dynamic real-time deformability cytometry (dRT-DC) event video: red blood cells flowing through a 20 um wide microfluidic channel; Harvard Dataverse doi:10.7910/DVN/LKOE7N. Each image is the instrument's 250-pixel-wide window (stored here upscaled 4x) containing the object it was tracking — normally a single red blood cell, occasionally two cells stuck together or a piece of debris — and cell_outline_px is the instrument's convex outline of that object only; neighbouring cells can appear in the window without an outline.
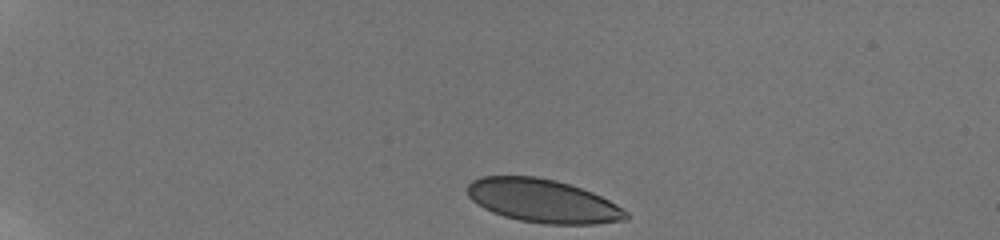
{"species": "human", "species_latin": "Homo sapiens", "temperature_condition": "room temperature", "stored_images_in_passage": 36, "camera_frame_rate_fps": 3000, "um_per_image_px": 0.085, "donor": {"sex": "male"}, "frame": {"image": 1, "passage_image": 1, "time_ms": 0.0, "image_size_px": [1000, 240], "cell_outline_px": [[628, 220], [596, 224], [544, 224], [520, 220], [504, 216], [492, 212], [484, 208], [472, 200], [468, 196], [468, 184], [472, 180], [480, 176], [536, 176], [556, 180], [592, 192], [616, 204], [628, 212]], "centroid_in_image_um": [46.14, 17.08], "position_along_channel_um": 38.9, "area_um2": 40.06}}
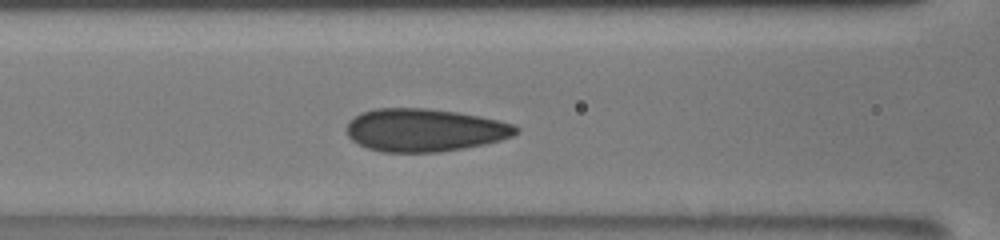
{"frame": {"image": 2, "passage_image": 20, "time_ms": 4.667, "image_size_px": [1000, 240], "cell_outline_px": [[520, 132], [512, 136], [500, 140], [484, 144], [464, 148], [440, 152], [384, 152], [368, 148], [352, 140], [348, 136], [348, 120], [360, 112], [376, 108], [428, 108], [456, 112], [480, 116], [512, 124], [520, 128]], "centroid_in_image_um": [36.09, 11.05], "position_along_channel_um": 130.5, "area_um2": 42.31}}
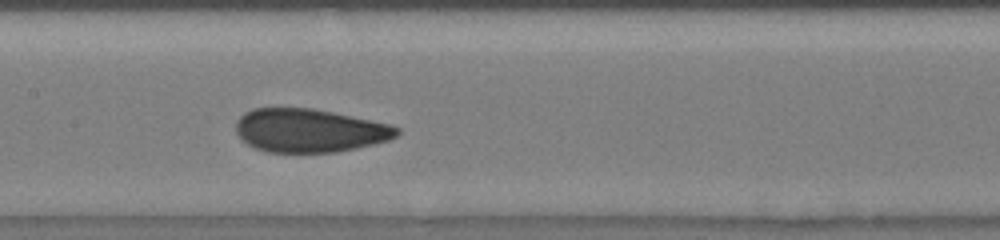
{"frame": {"image": 3, "passage_image": 29, "time_ms": 6.0, "image_size_px": [1000, 240], "cell_outline_px": [[400, 132], [396, 136], [388, 140], [356, 148], [336, 152], [268, 152], [256, 148], [248, 144], [236, 132], [236, 120], [244, 112], [252, 108], [312, 108], [332, 112], [388, 124], [400, 128]], "centroid_in_image_um": [26.28, 11.09], "position_along_channel_um": 181.1, "area_um2": 40.46}}